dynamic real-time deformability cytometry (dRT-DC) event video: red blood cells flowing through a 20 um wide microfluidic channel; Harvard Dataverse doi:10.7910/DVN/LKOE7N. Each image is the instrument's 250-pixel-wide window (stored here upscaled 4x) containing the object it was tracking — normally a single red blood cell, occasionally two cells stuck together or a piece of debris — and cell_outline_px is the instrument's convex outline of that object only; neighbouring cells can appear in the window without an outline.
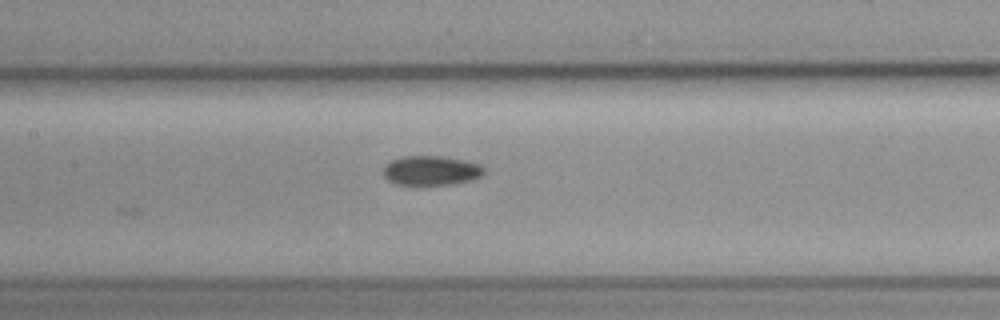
{"species": "common noctule bat (a hibernating species)", "species_latin": "Nyctalus noctula", "temperature_condition": "cold", "stored_images_in_passage": 8, "camera_frame_rate_fps": 3000, "um_per_image_px": 0.085, "animal": {"sex": "female", "body_mass_g": 19.3, "forearm_length_mm": 54.1}, "frame": {"image": 1, "passage_image": 8, "time_ms": 8.667, "image_size_px": [1000, 320], "cell_outline_px": [[484, 172], [480, 176], [472, 180], [452, 184], [416, 188], [396, 184], [388, 180], [384, 176], [384, 168], [392, 160], [404, 156], [444, 156], [464, 160], [480, 164], [484, 168]], "centroid_in_image_um": [36.63, 14.54], "position_along_channel_um": 170.8, "area_um2": 17.92}}